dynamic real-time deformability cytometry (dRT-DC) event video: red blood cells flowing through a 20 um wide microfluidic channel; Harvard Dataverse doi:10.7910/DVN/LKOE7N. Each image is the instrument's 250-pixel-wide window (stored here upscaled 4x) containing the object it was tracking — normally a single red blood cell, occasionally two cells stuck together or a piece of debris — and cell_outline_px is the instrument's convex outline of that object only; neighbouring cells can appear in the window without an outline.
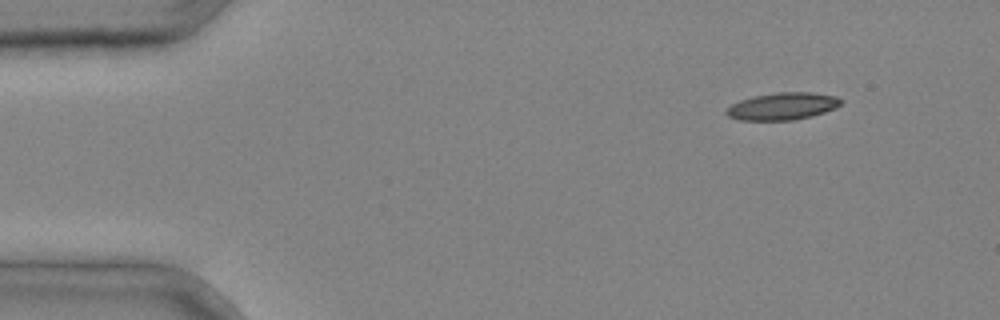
{"species": "common noctule bat (a hibernating species)", "species_latin": "Nyctalus noctula", "temperature_condition": "cold", "stored_images_in_passage": 3, "camera_frame_rate_fps": 3000, "um_per_image_px": 0.085, "animal": {"sex": "male", "body_mass_g": 20.4}, "frame": {"image": 1, "passage_image": 1, "time_ms": 0.0, "image_size_px": [1000, 320], "cell_outline_px": [[844, 100], [836, 108], [812, 116], [792, 120], [740, 120], [728, 116], [724, 112], [732, 104], [740, 100], [752, 96], [776, 92], [812, 92], [836, 96]], "centroid_in_image_um": [66.53, 9.02], "position_along_channel_um": 18.5, "area_um2": 18.26}}
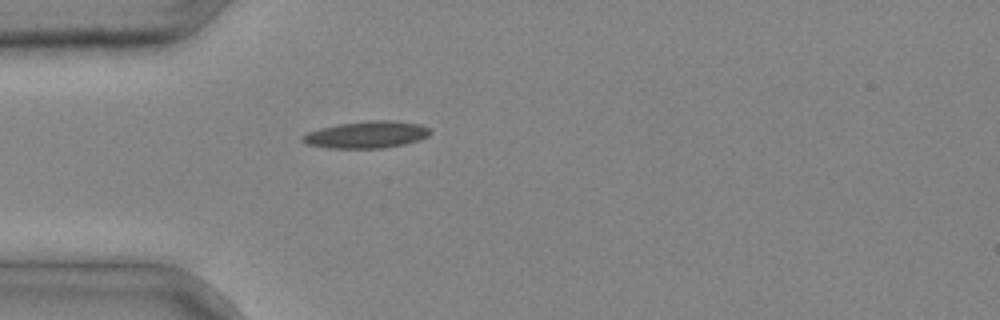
{"frame": {"image": 2, "passage_image": 3, "time_ms": 0.667, "image_size_px": [1000, 320], "cell_outline_px": [[432, 132], [428, 136], [420, 140], [404, 144], [380, 148], [328, 148], [304, 144], [300, 140], [300, 136], [308, 132], [320, 128], [340, 124], [368, 120], [388, 120], [420, 124], [428, 128]], "centroid_in_image_um": [31.12, 11.45], "position_along_channel_um": 53.9, "area_um2": 20.11}}